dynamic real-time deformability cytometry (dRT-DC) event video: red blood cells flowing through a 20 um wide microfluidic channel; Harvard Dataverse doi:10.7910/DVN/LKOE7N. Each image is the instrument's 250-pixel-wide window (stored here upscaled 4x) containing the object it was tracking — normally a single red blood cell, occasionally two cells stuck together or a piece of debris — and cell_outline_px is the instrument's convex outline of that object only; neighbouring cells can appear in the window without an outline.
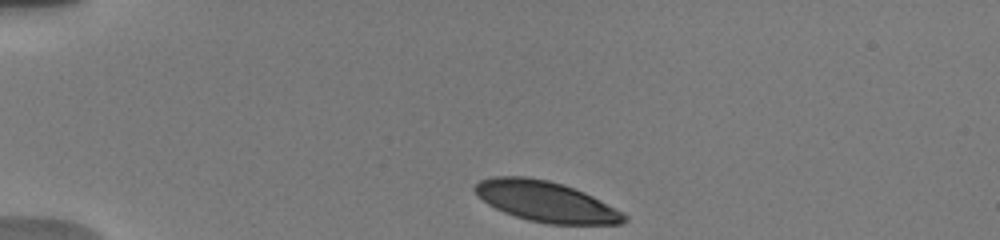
{"species": "human", "species_latin": "Homo sapiens", "temperature_condition": "warm", "stored_images_in_passage": 33, "camera_frame_rate_fps": 3000, "um_per_image_px": 0.085, "donor": {"sex": "male"}, "frame": {"image": 1, "passage_image": 1, "time_ms": 0.0, "image_size_px": [1000, 240], "cell_outline_px": [[628, 220], [620, 224], [548, 224], [528, 220], [504, 212], [488, 204], [472, 188], [480, 180], [492, 176], [528, 176], [548, 180], [564, 184], [584, 192], [592, 196], [628, 216]], "centroid_in_image_um": [46.39, 17.12], "position_along_channel_um": 38.6, "area_um2": 35.03}}
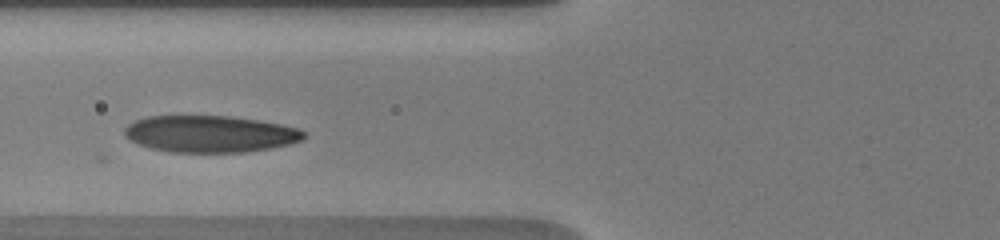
{"frame": {"image": 2, "passage_image": 19, "time_ms": 3.333, "image_size_px": [1000, 240], "cell_outline_px": [[308, 132], [304, 140], [272, 148], [244, 152], [168, 152], [152, 148], [128, 140], [124, 136], [124, 128], [128, 124], [136, 120], [148, 116], [228, 116], [260, 120], [300, 128]], "centroid_in_image_um": [17.89, 11.38], "position_along_channel_um": 107.9, "area_um2": 38.73}}
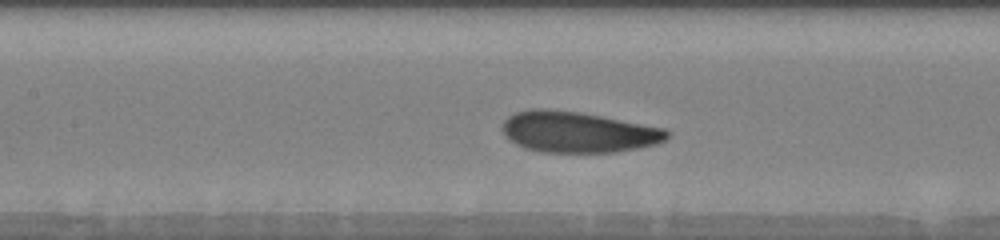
{"frame": {"image": 3, "passage_image": 27, "time_ms": 4.667, "image_size_px": [1000, 240], "cell_outline_px": [[672, 132], [664, 140], [656, 144], [636, 148], [612, 152], [540, 152], [524, 148], [508, 140], [504, 136], [500, 128], [504, 120], [508, 116], [516, 112], [532, 108], [548, 108], [580, 112], [664, 128]], "centroid_in_image_um": [49.06, 11.21], "position_along_channel_um": 158.3, "area_um2": 39.48}}